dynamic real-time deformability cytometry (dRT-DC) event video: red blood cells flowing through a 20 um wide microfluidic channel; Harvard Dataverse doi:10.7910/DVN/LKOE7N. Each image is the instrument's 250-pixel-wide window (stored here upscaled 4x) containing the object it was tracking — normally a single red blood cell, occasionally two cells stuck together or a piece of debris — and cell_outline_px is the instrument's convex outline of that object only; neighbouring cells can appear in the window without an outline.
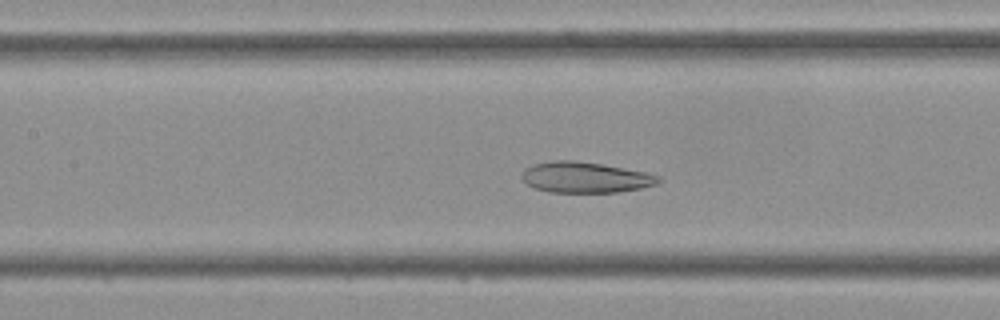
{"species": "Egyptian fruit bat (a non-hibernating species)", "species_latin": "Rousettus aegyptiacus", "temperature_condition": "cold", "stored_images_in_passage": 43, "camera_frame_rate_fps": 3000, "um_per_image_px": 0.085, "frame": {"image": 1, "passage_image": 19, "time_ms": 6.0, "image_size_px": [1000, 320], "cell_outline_px": [[664, 180], [656, 184], [640, 188], [616, 192], [548, 192], [536, 188], [528, 184], [520, 176], [524, 168], [532, 164], [552, 160], [572, 160], [600, 164], [644, 172], [660, 176]], "centroid_in_image_um": [49.72, 15.07], "position_along_channel_um": 157.7, "area_um2": 24.39}}
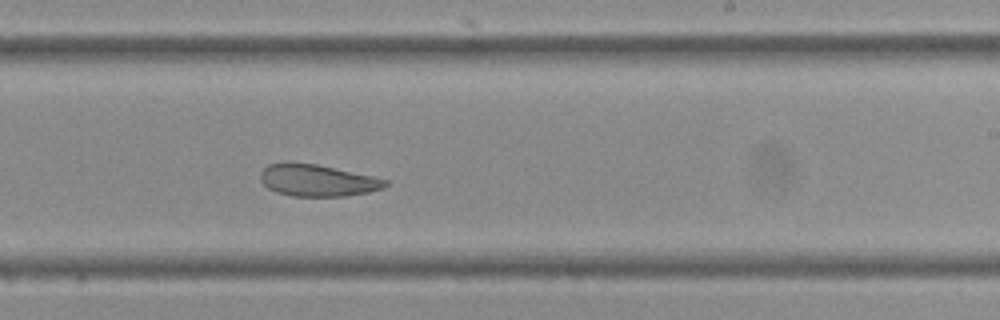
{"frame": {"image": 2, "passage_image": 26, "time_ms": 8.333, "image_size_px": [1000, 320], "cell_outline_px": [[388, 184], [384, 188], [368, 192], [344, 196], [292, 196], [276, 192], [268, 188], [260, 180], [260, 172], [268, 164], [284, 160], [288, 160], [316, 164], [372, 176], [388, 180]], "centroid_in_image_um": [26.92, 15.31], "position_along_channel_um": 262.1, "area_um2": 23.47}}
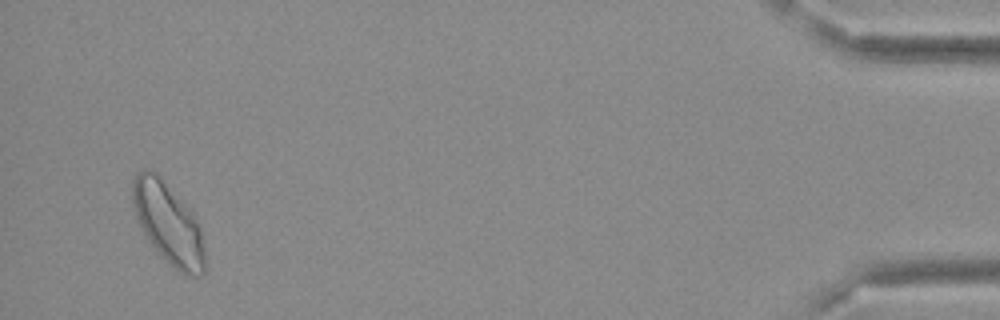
{"frame": {"image": 3, "passage_image": 42, "time_ms": 13.667, "image_size_px": [1000, 320], "cell_outline_px": [[204, 272], [200, 276], [188, 276], [180, 272], [168, 264], [160, 256], [144, 232], [136, 216], [132, 204], [132, 180], [144, 168], [148, 168], [156, 172], [160, 176], [192, 212], [200, 224], [204, 252]], "centroid_in_image_um": [14.3, 18.99], "position_along_channel_um": 420.9, "area_um2": 34.04}}